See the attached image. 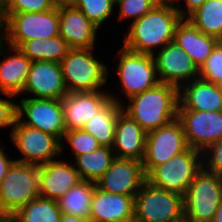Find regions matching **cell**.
I'll return each mask as SVG.
<instances>
[{
	"instance_id": "cell-21",
	"label": "cell",
	"mask_w": 222,
	"mask_h": 222,
	"mask_svg": "<svg viewBox=\"0 0 222 222\" xmlns=\"http://www.w3.org/2000/svg\"><path fill=\"white\" fill-rule=\"evenodd\" d=\"M90 222L134 221V197L105 192L95 187Z\"/></svg>"
},
{
	"instance_id": "cell-28",
	"label": "cell",
	"mask_w": 222,
	"mask_h": 222,
	"mask_svg": "<svg viewBox=\"0 0 222 222\" xmlns=\"http://www.w3.org/2000/svg\"><path fill=\"white\" fill-rule=\"evenodd\" d=\"M18 49L31 61H53L60 63L70 50L59 35L52 38L31 39L21 43Z\"/></svg>"
},
{
	"instance_id": "cell-2",
	"label": "cell",
	"mask_w": 222,
	"mask_h": 222,
	"mask_svg": "<svg viewBox=\"0 0 222 222\" xmlns=\"http://www.w3.org/2000/svg\"><path fill=\"white\" fill-rule=\"evenodd\" d=\"M126 102L122 104L123 111L149 133L177 118L178 88L159 82Z\"/></svg>"
},
{
	"instance_id": "cell-4",
	"label": "cell",
	"mask_w": 222,
	"mask_h": 222,
	"mask_svg": "<svg viewBox=\"0 0 222 222\" xmlns=\"http://www.w3.org/2000/svg\"><path fill=\"white\" fill-rule=\"evenodd\" d=\"M95 48L70 49L60 62L68 93L104 90L108 84L109 68L100 61Z\"/></svg>"
},
{
	"instance_id": "cell-22",
	"label": "cell",
	"mask_w": 222,
	"mask_h": 222,
	"mask_svg": "<svg viewBox=\"0 0 222 222\" xmlns=\"http://www.w3.org/2000/svg\"><path fill=\"white\" fill-rule=\"evenodd\" d=\"M178 100L177 110L222 111L221 86L200 78L183 84L178 89Z\"/></svg>"
},
{
	"instance_id": "cell-41",
	"label": "cell",
	"mask_w": 222,
	"mask_h": 222,
	"mask_svg": "<svg viewBox=\"0 0 222 222\" xmlns=\"http://www.w3.org/2000/svg\"><path fill=\"white\" fill-rule=\"evenodd\" d=\"M212 222H222V201L215 212Z\"/></svg>"
},
{
	"instance_id": "cell-26",
	"label": "cell",
	"mask_w": 222,
	"mask_h": 222,
	"mask_svg": "<svg viewBox=\"0 0 222 222\" xmlns=\"http://www.w3.org/2000/svg\"><path fill=\"white\" fill-rule=\"evenodd\" d=\"M116 158L111 147L99 146L91 153L79 155L72 161L81 180L96 183Z\"/></svg>"
},
{
	"instance_id": "cell-1",
	"label": "cell",
	"mask_w": 222,
	"mask_h": 222,
	"mask_svg": "<svg viewBox=\"0 0 222 222\" xmlns=\"http://www.w3.org/2000/svg\"><path fill=\"white\" fill-rule=\"evenodd\" d=\"M181 19L173 3L159 2L129 24L122 45L134 52L154 55L155 51L174 41L175 29Z\"/></svg>"
},
{
	"instance_id": "cell-7",
	"label": "cell",
	"mask_w": 222,
	"mask_h": 222,
	"mask_svg": "<svg viewBox=\"0 0 222 222\" xmlns=\"http://www.w3.org/2000/svg\"><path fill=\"white\" fill-rule=\"evenodd\" d=\"M221 201L222 176L202 168L184 196L185 221L212 222Z\"/></svg>"
},
{
	"instance_id": "cell-12",
	"label": "cell",
	"mask_w": 222,
	"mask_h": 222,
	"mask_svg": "<svg viewBox=\"0 0 222 222\" xmlns=\"http://www.w3.org/2000/svg\"><path fill=\"white\" fill-rule=\"evenodd\" d=\"M188 148L182 125L177 118L147 133L145 153L142 160L146 176L155 167L168 162L175 155Z\"/></svg>"
},
{
	"instance_id": "cell-42",
	"label": "cell",
	"mask_w": 222,
	"mask_h": 222,
	"mask_svg": "<svg viewBox=\"0 0 222 222\" xmlns=\"http://www.w3.org/2000/svg\"><path fill=\"white\" fill-rule=\"evenodd\" d=\"M0 222H18V221L13 215H1L0 214Z\"/></svg>"
},
{
	"instance_id": "cell-43",
	"label": "cell",
	"mask_w": 222,
	"mask_h": 222,
	"mask_svg": "<svg viewBox=\"0 0 222 222\" xmlns=\"http://www.w3.org/2000/svg\"><path fill=\"white\" fill-rule=\"evenodd\" d=\"M56 6L59 5H70L73 0H52Z\"/></svg>"
},
{
	"instance_id": "cell-13",
	"label": "cell",
	"mask_w": 222,
	"mask_h": 222,
	"mask_svg": "<svg viewBox=\"0 0 222 222\" xmlns=\"http://www.w3.org/2000/svg\"><path fill=\"white\" fill-rule=\"evenodd\" d=\"M188 146L204 151L222 138V111L177 110Z\"/></svg>"
},
{
	"instance_id": "cell-36",
	"label": "cell",
	"mask_w": 222,
	"mask_h": 222,
	"mask_svg": "<svg viewBox=\"0 0 222 222\" xmlns=\"http://www.w3.org/2000/svg\"><path fill=\"white\" fill-rule=\"evenodd\" d=\"M203 168L222 176V138L202 152Z\"/></svg>"
},
{
	"instance_id": "cell-39",
	"label": "cell",
	"mask_w": 222,
	"mask_h": 222,
	"mask_svg": "<svg viewBox=\"0 0 222 222\" xmlns=\"http://www.w3.org/2000/svg\"><path fill=\"white\" fill-rule=\"evenodd\" d=\"M2 142H0L1 144ZM4 146L0 145V182L2 181V179L5 177V175L7 174L9 168L12 166V164L15 162V159H11L10 156L8 157L5 151Z\"/></svg>"
},
{
	"instance_id": "cell-40",
	"label": "cell",
	"mask_w": 222,
	"mask_h": 222,
	"mask_svg": "<svg viewBox=\"0 0 222 222\" xmlns=\"http://www.w3.org/2000/svg\"><path fill=\"white\" fill-rule=\"evenodd\" d=\"M61 222H90V220L78 216L62 214Z\"/></svg>"
},
{
	"instance_id": "cell-6",
	"label": "cell",
	"mask_w": 222,
	"mask_h": 222,
	"mask_svg": "<svg viewBox=\"0 0 222 222\" xmlns=\"http://www.w3.org/2000/svg\"><path fill=\"white\" fill-rule=\"evenodd\" d=\"M39 196V166L14 162L0 182V214L14 215Z\"/></svg>"
},
{
	"instance_id": "cell-29",
	"label": "cell",
	"mask_w": 222,
	"mask_h": 222,
	"mask_svg": "<svg viewBox=\"0 0 222 222\" xmlns=\"http://www.w3.org/2000/svg\"><path fill=\"white\" fill-rule=\"evenodd\" d=\"M187 19L202 33L222 41V0H206Z\"/></svg>"
},
{
	"instance_id": "cell-32",
	"label": "cell",
	"mask_w": 222,
	"mask_h": 222,
	"mask_svg": "<svg viewBox=\"0 0 222 222\" xmlns=\"http://www.w3.org/2000/svg\"><path fill=\"white\" fill-rule=\"evenodd\" d=\"M66 141V144L64 143ZM70 145V152L73 159L79 155L91 153L101 146L97 139L90 133L83 129H73L65 131L64 137L61 142V151Z\"/></svg>"
},
{
	"instance_id": "cell-3",
	"label": "cell",
	"mask_w": 222,
	"mask_h": 222,
	"mask_svg": "<svg viewBox=\"0 0 222 222\" xmlns=\"http://www.w3.org/2000/svg\"><path fill=\"white\" fill-rule=\"evenodd\" d=\"M59 36L58 6L43 12L0 13V38L13 47L31 39Z\"/></svg>"
},
{
	"instance_id": "cell-5",
	"label": "cell",
	"mask_w": 222,
	"mask_h": 222,
	"mask_svg": "<svg viewBox=\"0 0 222 222\" xmlns=\"http://www.w3.org/2000/svg\"><path fill=\"white\" fill-rule=\"evenodd\" d=\"M184 196L145 182L134 198L135 222H182Z\"/></svg>"
},
{
	"instance_id": "cell-25",
	"label": "cell",
	"mask_w": 222,
	"mask_h": 222,
	"mask_svg": "<svg viewBox=\"0 0 222 222\" xmlns=\"http://www.w3.org/2000/svg\"><path fill=\"white\" fill-rule=\"evenodd\" d=\"M109 92L111 99L85 124L83 130L92 134L101 146L112 148L116 121L125 99L122 100L117 94H113V89Z\"/></svg>"
},
{
	"instance_id": "cell-20",
	"label": "cell",
	"mask_w": 222,
	"mask_h": 222,
	"mask_svg": "<svg viewBox=\"0 0 222 222\" xmlns=\"http://www.w3.org/2000/svg\"><path fill=\"white\" fill-rule=\"evenodd\" d=\"M81 180L72 162L51 160L39 166V196L58 200Z\"/></svg>"
},
{
	"instance_id": "cell-9",
	"label": "cell",
	"mask_w": 222,
	"mask_h": 222,
	"mask_svg": "<svg viewBox=\"0 0 222 222\" xmlns=\"http://www.w3.org/2000/svg\"><path fill=\"white\" fill-rule=\"evenodd\" d=\"M117 78L121 93L130 97L155 87L158 83L156 64L153 55L134 52L123 45L116 53Z\"/></svg>"
},
{
	"instance_id": "cell-17",
	"label": "cell",
	"mask_w": 222,
	"mask_h": 222,
	"mask_svg": "<svg viewBox=\"0 0 222 222\" xmlns=\"http://www.w3.org/2000/svg\"><path fill=\"white\" fill-rule=\"evenodd\" d=\"M59 35L70 49L95 48L99 27L71 5H59Z\"/></svg>"
},
{
	"instance_id": "cell-11",
	"label": "cell",
	"mask_w": 222,
	"mask_h": 222,
	"mask_svg": "<svg viewBox=\"0 0 222 222\" xmlns=\"http://www.w3.org/2000/svg\"><path fill=\"white\" fill-rule=\"evenodd\" d=\"M17 120L56 136L61 142L66 127L62 100L24 97L17 102Z\"/></svg>"
},
{
	"instance_id": "cell-44",
	"label": "cell",
	"mask_w": 222,
	"mask_h": 222,
	"mask_svg": "<svg viewBox=\"0 0 222 222\" xmlns=\"http://www.w3.org/2000/svg\"><path fill=\"white\" fill-rule=\"evenodd\" d=\"M7 0H0V12L5 8Z\"/></svg>"
},
{
	"instance_id": "cell-15",
	"label": "cell",
	"mask_w": 222,
	"mask_h": 222,
	"mask_svg": "<svg viewBox=\"0 0 222 222\" xmlns=\"http://www.w3.org/2000/svg\"><path fill=\"white\" fill-rule=\"evenodd\" d=\"M147 181L142 162L115 158L96 186L108 193L128 195L135 198Z\"/></svg>"
},
{
	"instance_id": "cell-38",
	"label": "cell",
	"mask_w": 222,
	"mask_h": 222,
	"mask_svg": "<svg viewBox=\"0 0 222 222\" xmlns=\"http://www.w3.org/2000/svg\"><path fill=\"white\" fill-rule=\"evenodd\" d=\"M205 1L206 0H183L182 2L181 0H176L173 4L174 7L177 9V11L180 13L181 17L187 18L191 13H193L196 9H198Z\"/></svg>"
},
{
	"instance_id": "cell-18",
	"label": "cell",
	"mask_w": 222,
	"mask_h": 222,
	"mask_svg": "<svg viewBox=\"0 0 222 222\" xmlns=\"http://www.w3.org/2000/svg\"><path fill=\"white\" fill-rule=\"evenodd\" d=\"M111 99L108 90L72 92L63 99L64 121L67 130L83 129L85 124Z\"/></svg>"
},
{
	"instance_id": "cell-37",
	"label": "cell",
	"mask_w": 222,
	"mask_h": 222,
	"mask_svg": "<svg viewBox=\"0 0 222 222\" xmlns=\"http://www.w3.org/2000/svg\"><path fill=\"white\" fill-rule=\"evenodd\" d=\"M1 95L5 97H0V129L10 127L11 133L17 119V101H13L15 100L13 95L7 93H1Z\"/></svg>"
},
{
	"instance_id": "cell-35",
	"label": "cell",
	"mask_w": 222,
	"mask_h": 222,
	"mask_svg": "<svg viewBox=\"0 0 222 222\" xmlns=\"http://www.w3.org/2000/svg\"><path fill=\"white\" fill-rule=\"evenodd\" d=\"M55 7L52 0H7L5 8L0 13L43 12Z\"/></svg>"
},
{
	"instance_id": "cell-23",
	"label": "cell",
	"mask_w": 222,
	"mask_h": 222,
	"mask_svg": "<svg viewBox=\"0 0 222 222\" xmlns=\"http://www.w3.org/2000/svg\"><path fill=\"white\" fill-rule=\"evenodd\" d=\"M147 133L123 109L116 121L112 149L118 159H133L142 162Z\"/></svg>"
},
{
	"instance_id": "cell-31",
	"label": "cell",
	"mask_w": 222,
	"mask_h": 222,
	"mask_svg": "<svg viewBox=\"0 0 222 222\" xmlns=\"http://www.w3.org/2000/svg\"><path fill=\"white\" fill-rule=\"evenodd\" d=\"M70 5L82 11L99 28L115 12V0H73Z\"/></svg>"
},
{
	"instance_id": "cell-8",
	"label": "cell",
	"mask_w": 222,
	"mask_h": 222,
	"mask_svg": "<svg viewBox=\"0 0 222 222\" xmlns=\"http://www.w3.org/2000/svg\"><path fill=\"white\" fill-rule=\"evenodd\" d=\"M202 168V151L189 147L168 162L155 167L147 175V182L157 188L185 196L189 184Z\"/></svg>"
},
{
	"instance_id": "cell-34",
	"label": "cell",
	"mask_w": 222,
	"mask_h": 222,
	"mask_svg": "<svg viewBox=\"0 0 222 222\" xmlns=\"http://www.w3.org/2000/svg\"><path fill=\"white\" fill-rule=\"evenodd\" d=\"M199 78L222 86V41L215 46L199 69Z\"/></svg>"
},
{
	"instance_id": "cell-10",
	"label": "cell",
	"mask_w": 222,
	"mask_h": 222,
	"mask_svg": "<svg viewBox=\"0 0 222 222\" xmlns=\"http://www.w3.org/2000/svg\"><path fill=\"white\" fill-rule=\"evenodd\" d=\"M10 141L21 157L19 163L40 166L61 158V141L54 135L20 123L17 119L9 134Z\"/></svg>"
},
{
	"instance_id": "cell-24",
	"label": "cell",
	"mask_w": 222,
	"mask_h": 222,
	"mask_svg": "<svg viewBox=\"0 0 222 222\" xmlns=\"http://www.w3.org/2000/svg\"><path fill=\"white\" fill-rule=\"evenodd\" d=\"M174 41L190 56L198 69L220 42L216 37L199 31L187 18H182L177 24Z\"/></svg>"
},
{
	"instance_id": "cell-16",
	"label": "cell",
	"mask_w": 222,
	"mask_h": 222,
	"mask_svg": "<svg viewBox=\"0 0 222 222\" xmlns=\"http://www.w3.org/2000/svg\"><path fill=\"white\" fill-rule=\"evenodd\" d=\"M30 98L62 100L67 94L60 63L32 61L26 84L21 95Z\"/></svg>"
},
{
	"instance_id": "cell-27",
	"label": "cell",
	"mask_w": 222,
	"mask_h": 222,
	"mask_svg": "<svg viewBox=\"0 0 222 222\" xmlns=\"http://www.w3.org/2000/svg\"><path fill=\"white\" fill-rule=\"evenodd\" d=\"M95 187L94 182L80 181L57 200L59 209L65 215L89 219Z\"/></svg>"
},
{
	"instance_id": "cell-45",
	"label": "cell",
	"mask_w": 222,
	"mask_h": 222,
	"mask_svg": "<svg viewBox=\"0 0 222 222\" xmlns=\"http://www.w3.org/2000/svg\"><path fill=\"white\" fill-rule=\"evenodd\" d=\"M160 2L174 3L176 0H159Z\"/></svg>"
},
{
	"instance_id": "cell-30",
	"label": "cell",
	"mask_w": 222,
	"mask_h": 222,
	"mask_svg": "<svg viewBox=\"0 0 222 222\" xmlns=\"http://www.w3.org/2000/svg\"><path fill=\"white\" fill-rule=\"evenodd\" d=\"M62 214L57 200L38 196L13 216L18 222H61Z\"/></svg>"
},
{
	"instance_id": "cell-14",
	"label": "cell",
	"mask_w": 222,
	"mask_h": 222,
	"mask_svg": "<svg viewBox=\"0 0 222 222\" xmlns=\"http://www.w3.org/2000/svg\"><path fill=\"white\" fill-rule=\"evenodd\" d=\"M153 57L160 83L179 89L183 84L199 78V69L175 41L167 43Z\"/></svg>"
},
{
	"instance_id": "cell-19",
	"label": "cell",
	"mask_w": 222,
	"mask_h": 222,
	"mask_svg": "<svg viewBox=\"0 0 222 222\" xmlns=\"http://www.w3.org/2000/svg\"><path fill=\"white\" fill-rule=\"evenodd\" d=\"M0 56L3 58L0 61V93L18 97L26 84L32 61L18 47L6 44L1 38Z\"/></svg>"
},
{
	"instance_id": "cell-33",
	"label": "cell",
	"mask_w": 222,
	"mask_h": 222,
	"mask_svg": "<svg viewBox=\"0 0 222 222\" xmlns=\"http://www.w3.org/2000/svg\"><path fill=\"white\" fill-rule=\"evenodd\" d=\"M159 2V0H115V8H119L117 17L121 22L131 19L130 24L148 13Z\"/></svg>"
}]
</instances>
